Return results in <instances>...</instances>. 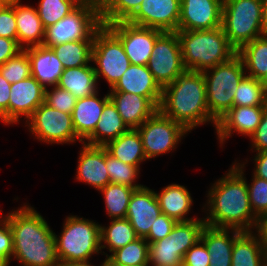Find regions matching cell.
Instances as JSON below:
<instances>
[{
    "mask_svg": "<svg viewBox=\"0 0 267 266\" xmlns=\"http://www.w3.org/2000/svg\"><path fill=\"white\" fill-rule=\"evenodd\" d=\"M206 191L205 224L216 228L254 231L258 218L249 201L246 179L231 165Z\"/></svg>",
    "mask_w": 267,
    "mask_h": 266,
    "instance_id": "1",
    "label": "cell"
},
{
    "mask_svg": "<svg viewBox=\"0 0 267 266\" xmlns=\"http://www.w3.org/2000/svg\"><path fill=\"white\" fill-rule=\"evenodd\" d=\"M3 216L13 235V258L20 266H57L55 232L29 203L21 204Z\"/></svg>",
    "mask_w": 267,
    "mask_h": 266,
    "instance_id": "2",
    "label": "cell"
},
{
    "mask_svg": "<svg viewBox=\"0 0 267 266\" xmlns=\"http://www.w3.org/2000/svg\"><path fill=\"white\" fill-rule=\"evenodd\" d=\"M159 110L181 123L188 131L217 121L210 115L203 72L185 70L174 82L162 90Z\"/></svg>",
    "mask_w": 267,
    "mask_h": 266,
    "instance_id": "3",
    "label": "cell"
},
{
    "mask_svg": "<svg viewBox=\"0 0 267 266\" xmlns=\"http://www.w3.org/2000/svg\"><path fill=\"white\" fill-rule=\"evenodd\" d=\"M186 70L204 72L237 54L221 27L212 30H178Z\"/></svg>",
    "mask_w": 267,
    "mask_h": 266,
    "instance_id": "4",
    "label": "cell"
},
{
    "mask_svg": "<svg viewBox=\"0 0 267 266\" xmlns=\"http://www.w3.org/2000/svg\"><path fill=\"white\" fill-rule=\"evenodd\" d=\"M100 225L78 215L66 216L61 233H55L59 261H91L102 255Z\"/></svg>",
    "mask_w": 267,
    "mask_h": 266,
    "instance_id": "5",
    "label": "cell"
},
{
    "mask_svg": "<svg viewBox=\"0 0 267 266\" xmlns=\"http://www.w3.org/2000/svg\"><path fill=\"white\" fill-rule=\"evenodd\" d=\"M263 0H223L222 28L238 51L262 33Z\"/></svg>",
    "mask_w": 267,
    "mask_h": 266,
    "instance_id": "6",
    "label": "cell"
},
{
    "mask_svg": "<svg viewBox=\"0 0 267 266\" xmlns=\"http://www.w3.org/2000/svg\"><path fill=\"white\" fill-rule=\"evenodd\" d=\"M210 115L218 121L233 107L237 86L246 76L243 61L236 54L229 61L203 72Z\"/></svg>",
    "mask_w": 267,
    "mask_h": 266,
    "instance_id": "7",
    "label": "cell"
},
{
    "mask_svg": "<svg viewBox=\"0 0 267 266\" xmlns=\"http://www.w3.org/2000/svg\"><path fill=\"white\" fill-rule=\"evenodd\" d=\"M202 218L177 222L168 237L149 243V266H182L185 253L200 240Z\"/></svg>",
    "mask_w": 267,
    "mask_h": 266,
    "instance_id": "8",
    "label": "cell"
},
{
    "mask_svg": "<svg viewBox=\"0 0 267 266\" xmlns=\"http://www.w3.org/2000/svg\"><path fill=\"white\" fill-rule=\"evenodd\" d=\"M92 63L97 81L104 79L111 89L131 65L120 39L106 26L95 31Z\"/></svg>",
    "mask_w": 267,
    "mask_h": 266,
    "instance_id": "9",
    "label": "cell"
},
{
    "mask_svg": "<svg viewBox=\"0 0 267 266\" xmlns=\"http://www.w3.org/2000/svg\"><path fill=\"white\" fill-rule=\"evenodd\" d=\"M137 130L148 161L177 151L175 149L189 134V131L181 123L165 116L159 109Z\"/></svg>",
    "mask_w": 267,
    "mask_h": 266,
    "instance_id": "10",
    "label": "cell"
},
{
    "mask_svg": "<svg viewBox=\"0 0 267 266\" xmlns=\"http://www.w3.org/2000/svg\"><path fill=\"white\" fill-rule=\"evenodd\" d=\"M24 123L31 137L41 143L51 146L83 143L75 133L71 114L51 108L45 102Z\"/></svg>",
    "mask_w": 267,
    "mask_h": 266,
    "instance_id": "11",
    "label": "cell"
},
{
    "mask_svg": "<svg viewBox=\"0 0 267 266\" xmlns=\"http://www.w3.org/2000/svg\"><path fill=\"white\" fill-rule=\"evenodd\" d=\"M100 25L98 6L82 3L70 15L46 28L44 46L51 47L76 40H94L95 31Z\"/></svg>",
    "mask_w": 267,
    "mask_h": 266,
    "instance_id": "12",
    "label": "cell"
},
{
    "mask_svg": "<svg viewBox=\"0 0 267 266\" xmlns=\"http://www.w3.org/2000/svg\"><path fill=\"white\" fill-rule=\"evenodd\" d=\"M147 67L162 89L174 82L186 70L176 32L163 31L158 36Z\"/></svg>",
    "mask_w": 267,
    "mask_h": 266,
    "instance_id": "13",
    "label": "cell"
},
{
    "mask_svg": "<svg viewBox=\"0 0 267 266\" xmlns=\"http://www.w3.org/2000/svg\"><path fill=\"white\" fill-rule=\"evenodd\" d=\"M121 41L133 65H147L154 44L162 30L138 26L128 21L106 25Z\"/></svg>",
    "mask_w": 267,
    "mask_h": 266,
    "instance_id": "14",
    "label": "cell"
},
{
    "mask_svg": "<svg viewBox=\"0 0 267 266\" xmlns=\"http://www.w3.org/2000/svg\"><path fill=\"white\" fill-rule=\"evenodd\" d=\"M10 91L8 126L24 123L45 102V88L33 76L12 83Z\"/></svg>",
    "mask_w": 267,
    "mask_h": 266,
    "instance_id": "15",
    "label": "cell"
},
{
    "mask_svg": "<svg viewBox=\"0 0 267 266\" xmlns=\"http://www.w3.org/2000/svg\"><path fill=\"white\" fill-rule=\"evenodd\" d=\"M180 0H144L129 23L164 32L178 31Z\"/></svg>",
    "mask_w": 267,
    "mask_h": 266,
    "instance_id": "16",
    "label": "cell"
},
{
    "mask_svg": "<svg viewBox=\"0 0 267 266\" xmlns=\"http://www.w3.org/2000/svg\"><path fill=\"white\" fill-rule=\"evenodd\" d=\"M265 106H233L217 121L216 139L222 149L232 134L250 137L260 124Z\"/></svg>",
    "mask_w": 267,
    "mask_h": 266,
    "instance_id": "17",
    "label": "cell"
},
{
    "mask_svg": "<svg viewBox=\"0 0 267 266\" xmlns=\"http://www.w3.org/2000/svg\"><path fill=\"white\" fill-rule=\"evenodd\" d=\"M223 0H180L178 30H212L222 26Z\"/></svg>",
    "mask_w": 267,
    "mask_h": 266,
    "instance_id": "18",
    "label": "cell"
},
{
    "mask_svg": "<svg viewBox=\"0 0 267 266\" xmlns=\"http://www.w3.org/2000/svg\"><path fill=\"white\" fill-rule=\"evenodd\" d=\"M161 209L154 192L146 185L135 189L127 208L126 219L130 222L139 238H146Z\"/></svg>",
    "mask_w": 267,
    "mask_h": 266,
    "instance_id": "19",
    "label": "cell"
},
{
    "mask_svg": "<svg viewBox=\"0 0 267 266\" xmlns=\"http://www.w3.org/2000/svg\"><path fill=\"white\" fill-rule=\"evenodd\" d=\"M75 178L79 183L88 184L96 191L110 183L106 168V148L82 143Z\"/></svg>",
    "mask_w": 267,
    "mask_h": 266,
    "instance_id": "20",
    "label": "cell"
},
{
    "mask_svg": "<svg viewBox=\"0 0 267 266\" xmlns=\"http://www.w3.org/2000/svg\"><path fill=\"white\" fill-rule=\"evenodd\" d=\"M162 90L147 65L131 64L108 92H126L147 97L159 109Z\"/></svg>",
    "mask_w": 267,
    "mask_h": 266,
    "instance_id": "21",
    "label": "cell"
},
{
    "mask_svg": "<svg viewBox=\"0 0 267 266\" xmlns=\"http://www.w3.org/2000/svg\"><path fill=\"white\" fill-rule=\"evenodd\" d=\"M242 232L234 228H216L205 224L200 240L211 257L209 266H231L234 240Z\"/></svg>",
    "mask_w": 267,
    "mask_h": 266,
    "instance_id": "22",
    "label": "cell"
},
{
    "mask_svg": "<svg viewBox=\"0 0 267 266\" xmlns=\"http://www.w3.org/2000/svg\"><path fill=\"white\" fill-rule=\"evenodd\" d=\"M99 91L92 96L77 99L71 113L77 137L84 143L96 129L104 105L110 100L109 94L99 97Z\"/></svg>",
    "mask_w": 267,
    "mask_h": 266,
    "instance_id": "23",
    "label": "cell"
},
{
    "mask_svg": "<svg viewBox=\"0 0 267 266\" xmlns=\"http://www.w3.org/2000/svg\"><path fill=\"white\" fill-rule=\"evenodd\" d=\"M108 94L129 129H137L158 110L147 97L126 92H108Z\"/></svg>",
    "mask_w": 267,
    "mask_h": 266,
    "instance_id": "24",
    "label": "cell"
},
{
    "mask_svg": "<svg viewBox=\"0 0 267 266\" xmlns=\"http://www.w3.org/2000/svg\"><path fill=\"white\" fill-rule=\"evenodd\" d=\"M24 50L31 62V76L44 88L57 86L64 67L55 52L44 45Z\"/></svg>",
    "mask_w": 267,
    "mask_h": 266,
    "instance_id": "25",
    "label": "cell"
},
{
    "mask_svg": "<svg viewBox=\"0 0 267 266\" xmlns=\"http://www.w3.org/2000/svg\"><path fill=\"white\" fill-rule=\"evenodd\" d=\"M187 186L171 183L155 191L161 213L179 221H190L200 217H188L191 208L194 206V200Z\"/></svg>",
    "mask_w": 267,
    "mask_h": 266,
    "instance_id": "26",
    "label": "cell"
},
{
    "mask_svg": "<svg viewBox=\"0 0 267 266\" xmlns=\"http://www.w3.org/2000/svg\"><path fill=\"white\" fill-rule=\"evenodd\" d=\"M15 19L17 42L23 50L44 45L46 29L35 6L22 3L15 4Z\"/></svg>",
    "mask_w": 267,
    "mask_h": 266,
    "instance_id": "27",
    "label": "cell"
},
{
    "mask_svg": "<svg viewBox=\"0 0 267 266\" xmlns=\"http://www.w3.org/2000/svg\"><path fill=\"white\" fill-rule=\"evenodd\" d=\"M98 84L93 63H91L64 69L57 86L69 91L76 99H81L98 92L100 90Z\"/></svg>",
    "mask_w": 267,
    "mask_h": 266,
    "instance_id": "28",
    "label": "cell"
},
{
    "mask_svg": "<svg viewBox=\"0 0 267 266\" xmlns=\"http://www.w3.org/2000/svg\"><path fill=\"white\" fill-rule=\"evenodd\" d=\"M107 152L114 158L128 165L141 168V164L147 161L142 140L137 129H128L117 139L109 141L105 146Z\"/></svg>",
    "mask_w": 267,
    "mask_h": 266,
    "instance_id": "29",
    "label": "cell"
},
{
    "mask_svg": "<svg viewBox=\"0 0 267 266\" xmlns=\"http://www.w3.org/2000/svg\"><path fill=\"white\" fill-rule=\"evenodd\" d=\"M128 129L116 106L109 100L103 107L96 129L84 143L93 146H105L109 141L117 139Z\"/></svg>",
    "mask_w": 267,
    "mask_h": 266,
    "instance_id": "30",
    "label": "cell"
},
{
    "mask_svg": "<svg viewBox=\"0 0 267 266\" xmlns=\"http://www.w3.org/2000/svg\"><path fill=\"white\" fill-rule=\"evenodd\" d=\"M266 257V250L254 231H243L234 240L231 266H262Z\"/></svg>",
    "mask_w": 267,
    "mask_h": 266,
    "instance_id": "31",
    "label": "cell"
},
{
    "mask_svg": "<svg viewBox=\"0 0 267 266\" xmlns=\"http://www.w3.org/2000/svg\"><path fill=\"white\" fill-rule=\"evenodd\" d=\"M108 224L107 226L100 225L101 251L104 257L110 256L114 251L139 238L126 218L111 219ZM105 249L108 250L109 254L103 251Z\"/></svg>",
    "mask_w": 267,
    "mask_h": 266,
    "instance_id": "32",
    "label": "cell"
},
{
    "mask_svg": "<svg viewBox=\"0 0 267 266\" xmlns=\"http://www.w3.org/2000/svg\"><path fill=\"white\" fill-rule=\"evenodd\" d=\"M237 55L247 76L260 80L267 71V36L262 35L242 46Z\"/></svg>",
    "mask_w": 267,
    "mask_h": 266,
    "instance_id": "33",
    "label": "cell"
},
{
    "mask_svg": "<svg viewBox=\"0 0 267 266\" xmlns=\"http://www.w3.org/2000/svg\"><path fill=\"white\" fill-rule=\"evenodd\" d=\"M64 69L86 66L92 63L93 40H76L50 47Z\"/></svg>",
    "mask_w": 267,
    "mask_h": 266,
    "instance_id": "34",
    "label": "cell"
},
{
    "mask_svg": "<svg viewBox=\"0 0 267 266\" xmlns=\"http://www.w3.org/2000/svg\"><path fill=\"white\" fill-rule=\"evenodd\" d=\"M134 190L130 186L116 183H109L99 190L104 199L109 220L126 218L128 204Z\"/></svg>",
    "mask_w": 267,
    "mask_h": 266,
    "instance_id": "35",
    "label": "cell"
},
{
    "mask_svg": "<svg viewBox=\"0 0 267 266\" xmlns=\"http://www.w3.org/2000/svg\"><path fill=\"white\" fill-rule=\"evenodd\" d=\"M144 0H101L98 15L102 25L128 21Z\"/></svg>",
    "mask_w": 267,
    "mask_h": 266,
    "instance_id": "36",
    "label": "cell"
},
{
    "mask_svg": "<svg viewBox=\"0 0 267 266\" xmlns=\"http://www.w3.org/2000/svg\"><path fill=\"white\" fill-rule=\"evenodd\" d=\"M251 159L248 158L245 160H235L232 162V166L246 179V184L248 188L249 201L252 207L254 215L259 218L267 214V180L258 178L252 174V178L247 181L246 174L244 172L246 169V164ZM244 161V162H243ZM252 181V182H251Z\"/></svg>",
    "mask_w": 267,
    "mask_h": 266,
    "instance_id": "37",
    "label": "cell"
},
{
    "mask_svg": "<svg viewBox=\"0 0 267 266\" xmlns=\"http://www.w3.org/2000/svg\"><path fill=\"white\" fill-rule=\"evenodd\" d=\"M81 4L80 0H39L36 10L46 29L70 15Z\"/></svg>",
    "mask_w": 267,
    "mask_h": 266,
    "instance_id": "38",
    "label": "cell"
},
{
    "mask_svg": "<svg viewBox=\"0 0 267 266\" xmlns=\"http://www.w3.org/2000/svg\"><path fill=\"white\" fill-rule=\"evenodd\" d=\"M267 90L257 79L245 76L237 86L233 106H266Z\"/></svg>",
    "mask_w": 267,
    "mask_h": 266,
    "instance_id": "39",
    "label": "cell"
},
{
    "mask_svg": "<svg viewBox=\"0 0 267 266\" xmlns=\"http://www.w3.org/2000/svg\"><path fill=\"white\" fill-rule=\"evenodd\" d=\"M106 168L109 174L110 183L123 184L134 189L143 187V184H138L140 178V170L133 165L125 164L124 162L114 158L106 150Z\"/></svg>",
    "mask_w": 267,
    "mask_h": 266,
    "instance_id": "40",
    "label": "cell"
},
{
    "mask_svg": "<svg viewBox=\"0 0 267 266\" xmlns=\"http://www.w3.org/2000/svg\"><path fill=\"white\" fill-rule=\"evenodd\" d=\"M110 257L125 266L149 265V243L145 238H138L114 251Z\"/></svg>",
    "mask_w": 267,
    "mask_h": 266,
    "instance_id": "41",
    "label": "cell"
},
{
    "mask_svg": "<svg viewBox=\"0 0 267 266\" xmlns=\"http://www.w3.org/2000/svg\"><path fill=\"white\" fill-rule=\"evenodd\" d=\"M1 75L10 83H16L31 76V62L25 50L0 66Z\"/></svg>",
    "mask_w": 267,
    "mask_h": 266,
    "instance_id": "42",
    "label": "cell"
},
{
    "mask_svg": "<svg viewBox=\"0 0 267 266\" xmlns=\"http://www.w3.org/2000/svg\"><path fill=\"white\" fill-rule=\"evenodd\" d=\"M48 88H45V103L51 108L71 114L77 102L74 95L58 86Z\"/></svg>",
    "mask_w": 267,
    "mask_h": 266,
    "instance_id": "43",
    "label": "cell"
},
{
    "mask_svg": "<svg viewBox=\"0 0 267 266\" xmlns=\"http://www.w3.org/2000/svg\"><path fill=\"white\" fill-rule=\"evenodd\" d=\"M13 258V235L8 220L0 217V264L9 266Z\"/></svg>",
    "mask_w": 267,
    "mask_h": 266,
    "instance_id": "44",
    "label": "cell"
},
{
    "mask_svg": "<svg viewBox=\"0 0 267 266\" xmlns=\"http://www.w3.org/2000/svg\"><path fill=\"white\" fill-rule=\"evenodd\" d=\"M0 37H5L17 41L15 4L5 5L0 11Z\"/></svg>",
    "mask_w": 267,
    "mask_h": 266,
    "instance_id": "45",
    "label": "cell"
},
{
    "mask_svg": "<svg viewBox=\"0 0 267 266\" xmlns=\"http://www.w3.org/2000/svg\"><path fill=\"white\" fill-rule=\"evenodd\" d=\"M177 221L171 217L161 213L152 225L148 236L145 240L148 243L156 242L160 239L168 237Z\"/></svg>",
    "mask_w": 267,
    "mask_h": 266,
    "instance_id": "46",
    "label": "cell"
},
{
    "mask_svg": "<svg viewBox=\"0 0 267 266\" xmlns=\"http://www.w3.org/2000/svg\"><path fill=\"white\" fill-rule=\"evenodd\" d=\"M210 258L204 243L199 240L185 253L182 266H209Z\"/></svg>",
    "mask_w": 267,
    "mask_h": 266,
    "instance_id": "47",
    "label": "cell"
},
{
    "mask_svg": "<svg viewBox=\"0 0 267 266\" xmlns=\"http://www.w3.org/2000/svg\"><path fill=\"white\" fill-rule=\"evenodd\" d=\"M250 150L252 153L267 151V105L264 107V112L257 126L256 131L249 137Z\"/></svg>",
    "mask_w": 267,
    "mask_h": 266,
    "instance_id": "48",
    "label": "cell"
},
{
    "mask_svg": "<svg viewBox=\"0 0 267 266\" xmlns=\"http://www.w3.org/2000/svg\"><path fill=\"white\" fill-rule=\"evenodd\" d=\"M11 84L0 73V122L8 126V102Z\"/></svg>",
    "mask_w": 267,
    "mask_h": 266,
    "instance_id": "49",
    "label": "cell"
},
{
    "mask_svg": "<svg viewBox=\"0 0 267 266\" xmlns=\"http://www.w3.org/2000/svg\"><path fill=\"white\" fill-rule=\"evenodd\" d=\"M22 50L16 40L0 37V66Z\"/></svg>",
    "mask_w": 267,
    "mask_h": 266,
    "instance_id": "50",
    "label": "cell"
},
{
    "mask_svg": "<svg viewBox=\"0 0 267 266\" xmlns=\"http://www.w3.org/2000/svg\"><path fill=\"white\" fill-rule=\"evenodd\" d=\"M251 161L254 163L252 174L258 178L267 180V151H260L254 154Z\"/></svg>",
    "mask_w": 267,
    "mask_h": 266,
    "instance_id": "51",
    "label": "cell"
},
{
    "mask_svg": "<svg viewBox=\"0 0 267 266\" xmlns=\"http://www.w3.org/2000/svg\"><path fill=\"white\" fill-rule=\"evenodd\" d=\"M254 232L259 236L260 242L267 253V214L258 218Z\"/></svg>",
    "mask_w": 267,
    "mask_h": 266,
    "instance_id": "52",
    "label": "cell"
},
{
    "mask_svg": "<svg viewBox=\"0 0 267 266\" xmlns=\"http://www.w3.org/2000/svg\"><path fill=\"white\" fill-rule=\"evenodd\" d=\"M57 266H96V264L94 265V263H92L90 261H79V262H75V261H59ZM97 266H102V264L97 265Z\"/></svg>",
    "mask_w": 267,
    "mask_h": 266,
    "instance_id": "53",
    "label": "cell"
},
{
    "mask_svg": "<svg viewBox=\"0 0 267 266\" xmlns=\"http://www.w3.org/2000/svg\"><path fill=\"white\" fill-rule=\"evenodd\" d=\"M262 33L267 36V0H263L262 7Z\"/></svg>",
    "mask_w": 267,
    "mask_h": 266,
    "instance_id": "54",
    "label": "cell"
},
{
    "mask_svg": "<svg viewBox=\"0 0 267 266\" xmlns=\"http://www.w3.org/2000/svg\"><path fill=\"white\" fill-rule=\"evenodd\" d=\"M102 266H125L119 263H116L110 256H106L105 259L101 262ZM136 266H149V265H136Z\"/></svg>",
    "mask_w": 267,
    "mask_h": 266,
    "instance_id": "55",
    "label": "cell"
},
{
    "mask_svg": "<svg viewBox=\"0 0 267 266\" xmlns=\"http://www.w3.org/2000/svg\"><path fill=\"white\" fill-rule=\"evenodd\" d=\"M2 1L5 5H14L17 3H21V0H0Z\"/></svg>",
    "mask_w": 267,
    "mask_h": 266,
    "instance_id": "56",
    "label": "cell"
},
{
    "mask_svg": "<svg viewBox=\"0 0 267 266\" xmlns=\"http://www.w3.org/2000/svg\"><path fill=\"white\" fill-rule=\"evenodd\" d=\"M82 3H93L95 5H99L101 3V0H80Z\"/></svg>",
    "mask_w": 267,
    "mask_h": 266,
    "instance_id": "57",
    "label": "cell"
},
{
    "mask_svg": "<svg viewBox=\"0 0 267 266\" xmlns=\"http://www.w3.org/2000/svg\"><path fill=\"white\" fill-rule=\"evenodd\" d=\"M259 81L264 85V87L267 90V71H266L265 75Z\"/></svg>",
    "mask_w": 267,
    "mask_h": 266,
    "instance_id": "58",
    "label": "cell"
},
{
    "mask_svg": "<svg viewBox=\"0 0 267 266\" xmlns=\"http://www.w3.org/2000/svg\"><path fill=\"white\" fill-rule=\"evenodd\" d=\"M5 6V4L2 2V1H0V11L2 10V8Z\"/></svg>",
    "mask_w": 267,
    "mask_h": 266,
    "instance_id": "59",
    "label": "cell"
},
{
    "mask_svg": "<svg viewBox=\"0 0 267 266\" xmlns=\"http://www.w3.org/2000/svg\"><path fill=\"white\" fill-rule=\"evenodd\" d=\"M262 266H267V257L265 258V260L263 261V265Z\"/></svg>",
    "mask_w": 267,
    "mask_h": 266,
    "instance_id": "60",
    "label": "cell"
},
{
    "mask_svg": "<svg viewBox=\"0 0 267 266\" xmlns=\"http://www.w3.org/2000/svg\"><path fill=\"white\" fill-rule=\"evenodd\" d=\"M3 215L2 209H0V217Z\"/></svg>",
    "mask_w": 267,
    "mask_h": 266,
    "instance_id": "61",
    "label": "cell"
}]
</instances>
